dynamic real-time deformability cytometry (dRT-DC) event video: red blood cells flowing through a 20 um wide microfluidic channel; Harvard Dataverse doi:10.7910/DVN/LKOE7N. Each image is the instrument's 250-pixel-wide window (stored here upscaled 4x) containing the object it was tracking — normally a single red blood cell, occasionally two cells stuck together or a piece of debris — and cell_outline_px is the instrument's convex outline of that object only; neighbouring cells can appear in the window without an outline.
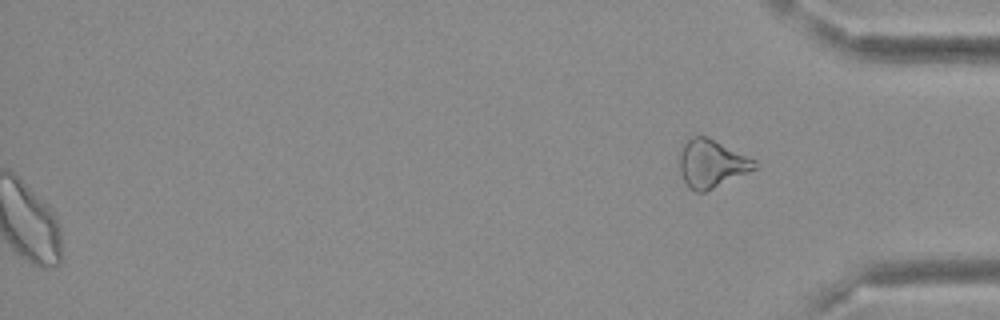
{"species": "Egyptian fruit bat (a non-hibernating species)", "species_latin": "Rousettus aegyptiacus", "temperature_condition": "cold", "stored_images_in_passage": 42, "segment_of_instrument_passage": [2, 2], "camera_frame_rate_fps": 3000, "um_per_image_px": 0.085, "frame": {"image": 1, "passage_image": 42, "time_ms": 13.667, "image_size_px": [1000, 320], "cell_outline_px": [[760, 168], [704, 192], [696, 192], [684, 180], [680, 172], [680, 148], [692, 136], [708, 136], [756, 160], [760, 164]], "centroid_in_image_um": [60.55, 13.89], "position_along_channel_um": 374.7, "area_um2": 21.1}}